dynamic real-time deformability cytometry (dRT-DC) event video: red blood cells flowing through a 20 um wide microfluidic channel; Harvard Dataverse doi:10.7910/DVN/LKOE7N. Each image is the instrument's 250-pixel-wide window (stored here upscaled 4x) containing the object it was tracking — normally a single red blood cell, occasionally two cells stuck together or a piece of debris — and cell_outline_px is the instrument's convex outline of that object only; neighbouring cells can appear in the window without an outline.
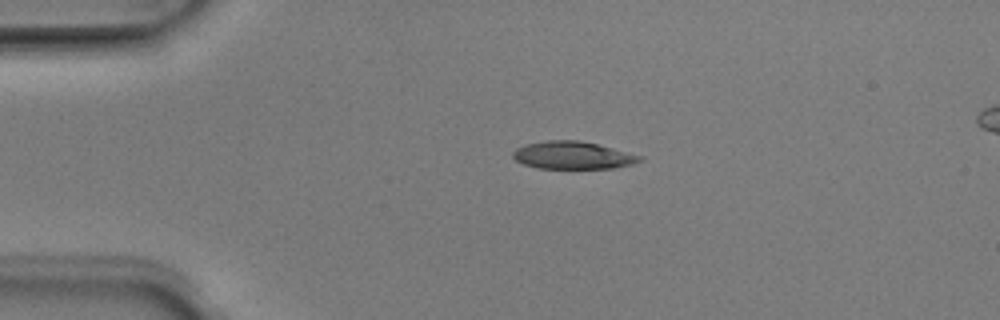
{"species": "Egyptian fruit bat (a non-hibernating species)", "species_latin": "Rousettus aegyptiacus", "temperature_condition": "room temperature", "stored_images_in_passage": 5, "camera_frame_rate_fps": 3000, "um_per_image_px": 0.085, "animal": {"sex": "male"}, "frame": {"image": 1, "passage_image": 3, "time_ms": 0.667, "image_size_px": [1000, 320], "cell_outline_px": [[644, 160], [632, 164], [612, 168], [536, 168], [524, 164], [516, 160], [512, 156], [512, 152], [516, 148], [524, 144], [548, 140], [580, 140], [644, 156]], "centroid_in_image_um": [48.68, 13.19], "position_along_channel_um": 36.3, "area_um2": 20.4}}